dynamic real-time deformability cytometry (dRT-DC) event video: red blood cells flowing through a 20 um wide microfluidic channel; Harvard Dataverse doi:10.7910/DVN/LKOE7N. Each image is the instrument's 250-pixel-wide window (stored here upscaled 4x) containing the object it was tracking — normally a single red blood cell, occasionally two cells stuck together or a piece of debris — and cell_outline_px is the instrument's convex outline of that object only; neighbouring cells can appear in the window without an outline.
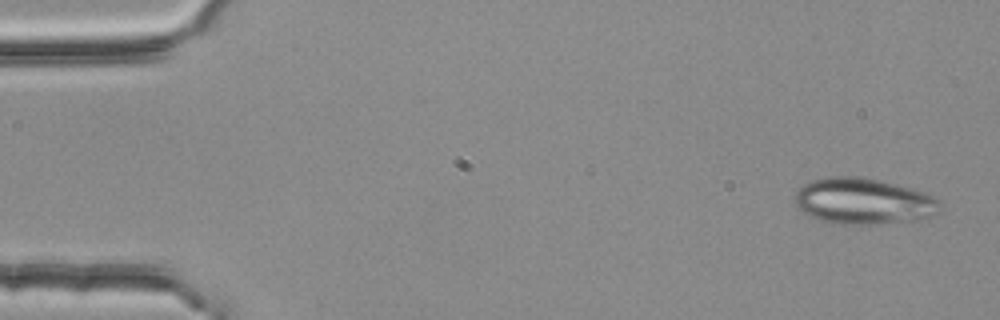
{"species": "common noctule bat (a hibernating species)", "species_latin": "Nyctalus noctula", "temperature_condition": "room temperature", "stored_images_in_passage": 4, "camera_frame_rate_fps": 3000, "um_per_image_px": 0.085, "animal": {"sex": "female", "body_mass_g": 25.1}, "frame": {"image": 1, "passage_image": 4, "time_ms": 1.0, "image_size_px": [1000, 320], "cell_outline_px": [[940, 212], [920, 220], [872, 224], [832, 224], [820, 220], [796, 208], [792, 196], [804, 184], [812, 180], [832, 176], [856, 176], [876, 180], [924, 192], [940, 200]], "centroid_in_image_um": [73.36, 17.12], "position_along_channel_um": 11.6, "area_um2": 39.02}}